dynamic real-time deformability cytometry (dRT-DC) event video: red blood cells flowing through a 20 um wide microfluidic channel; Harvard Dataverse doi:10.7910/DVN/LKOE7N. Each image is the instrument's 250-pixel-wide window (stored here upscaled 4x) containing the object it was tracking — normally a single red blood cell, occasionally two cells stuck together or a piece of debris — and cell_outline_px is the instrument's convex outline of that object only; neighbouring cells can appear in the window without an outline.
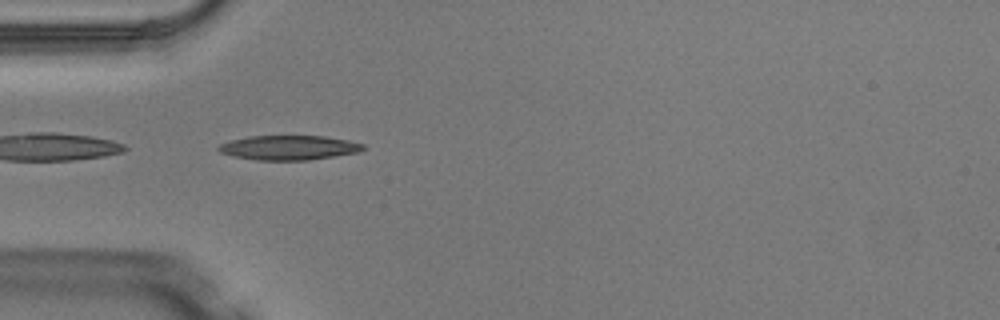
{"species": "Egyptian fruit bat (a non-hibernating species)", "species_latin": "Rousettus aegyptiacus", "temperature_condition": "warm", "stored_images_in_passage": 2, "camera_frame_rate_fps": 3000, "um_per_image_px": 0.085, "animal": {"sex": "male"}, "frame": {"image": 1, "passage_image": 2, "time_ms": 0.333, "image_size_px": [1000, 320], "cell_outline_px": [[364, 148], [360, 152], [308, 160], [256, 160], [232, 156], [220, 152], [216, 148], [220, 144], [232, 140], [248, 136], [324, 136], [348, 140], [364, 144]], "centroid_in_image_um": [24.55, 12.55], "position_along_channel_um": 60.5, "area_um2": 20.63}}